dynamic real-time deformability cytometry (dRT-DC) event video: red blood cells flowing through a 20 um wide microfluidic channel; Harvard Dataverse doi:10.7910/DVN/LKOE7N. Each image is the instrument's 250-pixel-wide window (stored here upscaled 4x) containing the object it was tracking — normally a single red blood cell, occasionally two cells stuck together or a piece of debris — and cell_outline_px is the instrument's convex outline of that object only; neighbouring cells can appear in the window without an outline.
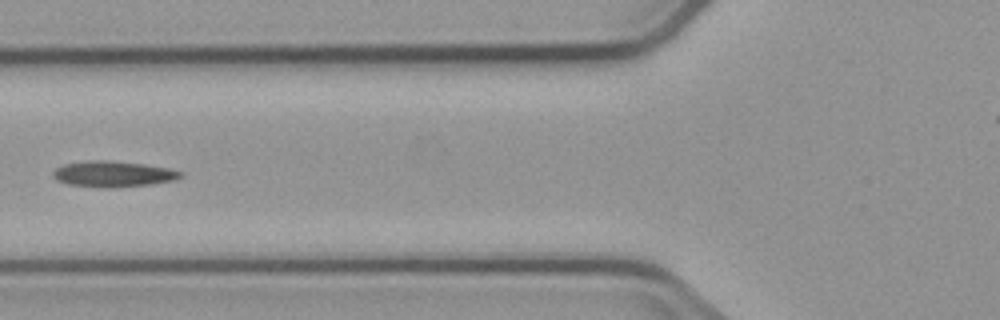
{"species": "common noctule bat (a hibernating species)", "species_latin": "Nyctalus noctula", "temperature_condition": "cold", "stored_images_in_passage": 6, "camera_frame_rate_fps": 3000, "um_per_image_px": 0.085, "animal": {"sex": "male", "body_mass_g": 23.1, "forearm_length_mm": 52.7}, "frame": {"image": 1, "passage_image": 5, "time_ms": 4.667, "image_size_px": [1000, 320], "cell_outline_px": [[184, 176], [172, 180], [152, 184], [108, 188], [104, 188], [68, 184], [56, 180], [52, 176], [52, 172], [56, 168], [64, 164], [88, 160], [108, 160], [144, 164], [168, 168], [184, 172]], "centroid_in_image_um": [9.6, 14.79], "position_along_channel_um": 116.2, "area_um2": 19.31}}
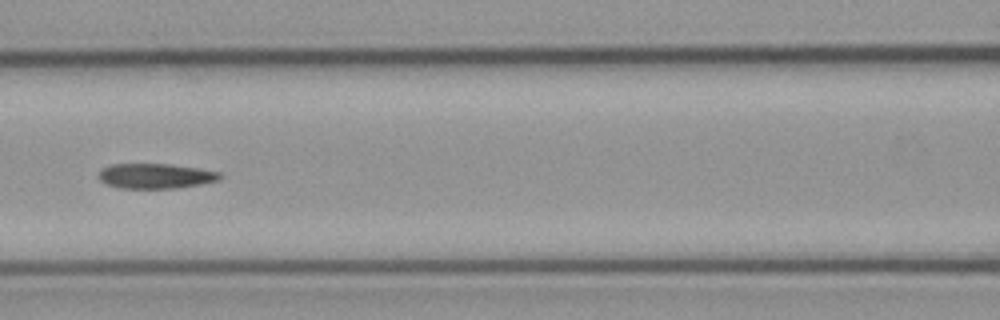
{"frame": {"image": 2, "passage_image": 6, "time_ms": 5.667, "image_size_px": [1000, 320], "cell_outline_px": [[224, 176], [220, 180], [200, 184], [176, 188], [120, 188], [104, 184], [96, 176], [104, 168], [112, 164], [168, 164], [200, 168], [220, 172]], "centroid_in_image_um": [13.24, 14.96], "position_along_channel_um": 153.4, "area_um2": 17.8}}